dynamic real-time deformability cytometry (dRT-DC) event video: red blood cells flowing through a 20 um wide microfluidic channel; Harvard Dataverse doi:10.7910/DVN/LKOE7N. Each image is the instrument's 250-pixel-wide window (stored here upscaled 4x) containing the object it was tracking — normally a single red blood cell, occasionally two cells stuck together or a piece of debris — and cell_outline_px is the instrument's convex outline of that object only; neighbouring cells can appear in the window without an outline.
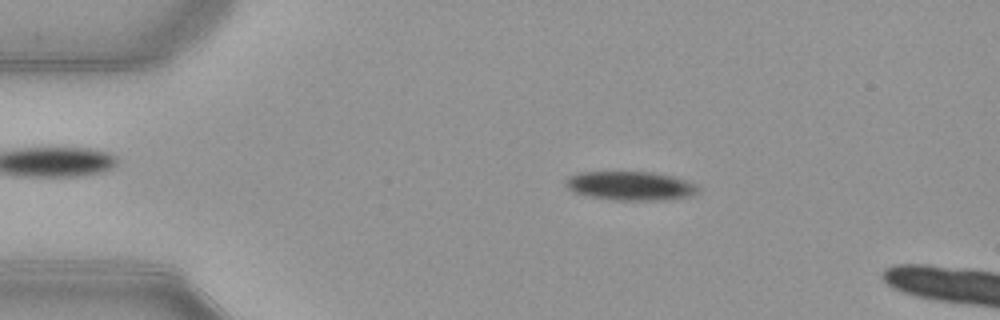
{"species": "common noctule bat (a hibernating species)", "species_latin": "Nyctalus noctula", "temperature_condition": "warm", "stored_images_in_passage": 7, "camera_frame_rate_fps": 3000, "um_per_image_px": 0.085, "animal": {"sex": "female", "body_mass_g": 21.9}, "frame": {"image": 1, "passage_image": 3, "time_ms": 0.667, "image_size_px": [1000, 320], "cell_outline_px": [[700, 188], [692, 196], [668, 200], [612, 200], [588, 196], [572, 192], [564, 184], [564, 180], [568, 176], [580, 172], [652, 172], [676, 176], [688, 180], [696, 184]], "centroid_in_image_um": [53.6, 15.79], "position_along_channel_um": 31.4, "area_um2": 22.77}}